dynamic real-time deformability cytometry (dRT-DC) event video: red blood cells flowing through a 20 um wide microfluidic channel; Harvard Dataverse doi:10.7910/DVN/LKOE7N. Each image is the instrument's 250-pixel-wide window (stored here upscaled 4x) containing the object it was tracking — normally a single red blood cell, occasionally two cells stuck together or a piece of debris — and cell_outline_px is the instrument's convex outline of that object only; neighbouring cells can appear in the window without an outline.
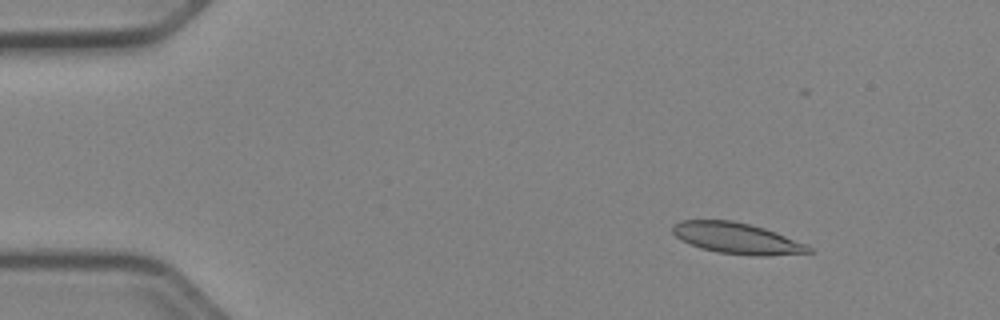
{"species": "Egyptian fruit bat (a non-hibernating species)", "species_latin": "Rousettus aegyptiacus", "temperature_condition": "cold", "stored_images_in_passage": 53, "camera_frame_rate_fps": 3000, "um_per_image_px": 0.085, "animal": {"sex": "female"}, "frame": {"image": 1, "passage_image": 7, "time_ms": 2.0, "image_size_px": [1000, 320], "cell_outline_px": [[812, 252], [768, 256], [756, 256], [716, 252], [700, 248], [680, 240], [672, 232], [672, 224], [680, 220], [732, 220], [764, 228], [776, 232], [804, 244], [812, 248]], "centroid_in_image_um": [62.58, 20.25], "position_along_channel_um": 22.4, "area_um2": 24.57}}
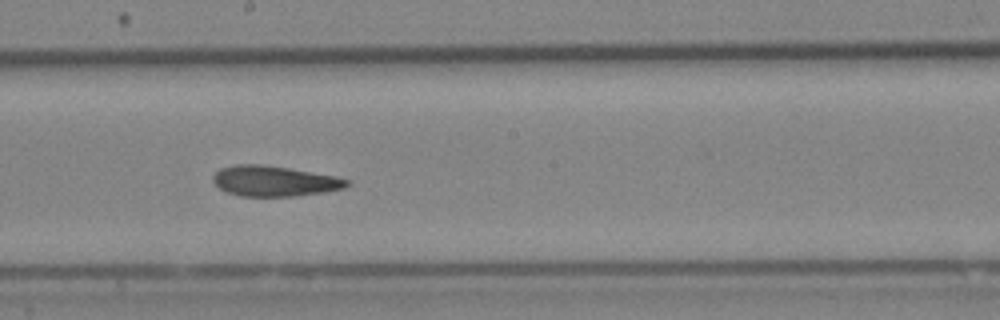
{"frame": {"image": 2, "passage_image": 29, "time_ms": 9.333, "image_size_px": [1000, 320], "cell_outline_px": [[352, 184], [344, 188], [324, 192], [292, 196], [240, 196], [228, 192], [220, 188], [212, 180], [212, 176], [220, 168], [236, 164], [260, 164], [288, 168], [336, 176], [352, 180]], "centroid_in_image_um": [23.35, 15.38], "position_along_channel_um": 224.9, "area_um2": 23.76}}
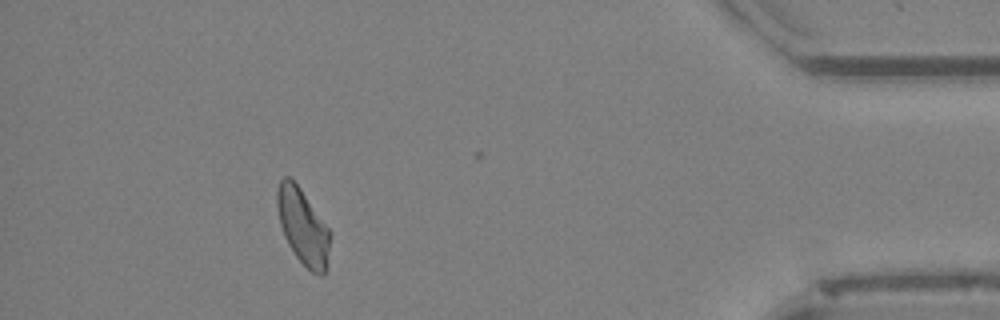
{"frame": {"image": 3, "passage_image": 47, "time_ms": 15.333, "image_size_px": [1000, 320], "cell_outline_px": [[328, 268], [324, 276], [320, 276], [312, 272], [296, 256], [288, 244], [284, 236], [280, 224], [276, 204], [276, 192], [280, 180], [284, 176], [288, 176], [300, 188], [328, 228]], "centroid_in_image_um": [25.72, 19.27], "position_along_channel_um": 409.5, "area_um2": 22.95}, "authors_computed_cell_mechanics": {"area_um2": 24.1604, "velocity_mm_per_s": 3.941, "shape_relaxation_time_tau1_ms": null, "shape_relaxation_time_tau2_ms": 5.8561, "deformation_change_tau1": null, "deformation_change_tau2": 0.1386}}